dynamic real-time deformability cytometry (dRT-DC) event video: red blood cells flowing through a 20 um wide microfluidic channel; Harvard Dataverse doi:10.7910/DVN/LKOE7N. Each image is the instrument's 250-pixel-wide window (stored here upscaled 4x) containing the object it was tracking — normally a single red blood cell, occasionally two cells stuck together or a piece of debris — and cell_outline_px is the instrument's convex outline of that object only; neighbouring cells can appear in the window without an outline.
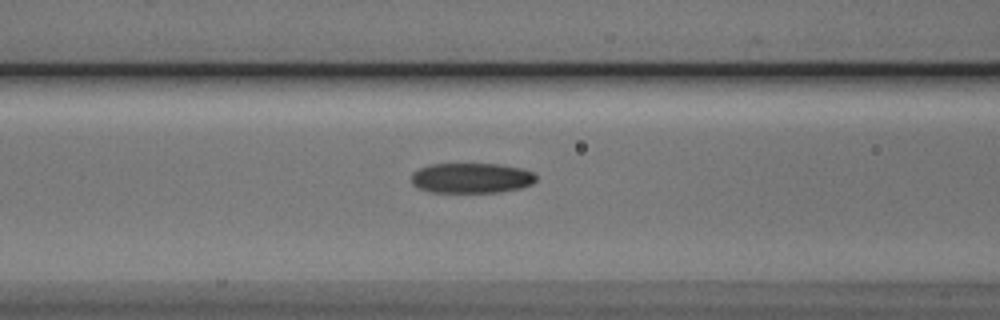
{"species": "Egyptian fruit bat (a non-hibernating species)", "species_latin": "Rousettus aegyptiacus", "temperature_condition": "cold", "stored_images_in_passage": 34, "camera_frame_rate_fps": 3000, "um_per_image_px": 0.085, "animal": {"sex": "male"}, "frame": {"image": 1, "passage_image": 6, "time_ms": 1.667, "image_size_px": [1000, 320], "cell_outline_px": [[536, 180], [532, 184], [520, 188], [500, 192], [432, 192], [420, 188], [412, 184], [412, 172], [416, 168], [428, 164], [500, 164], [524, 168], [532, 172], [536, 176]], "centroid_in_image_um": [40.07, 15.12], "position_along_channel_um": 126.5, "area_um2": 22.14}}
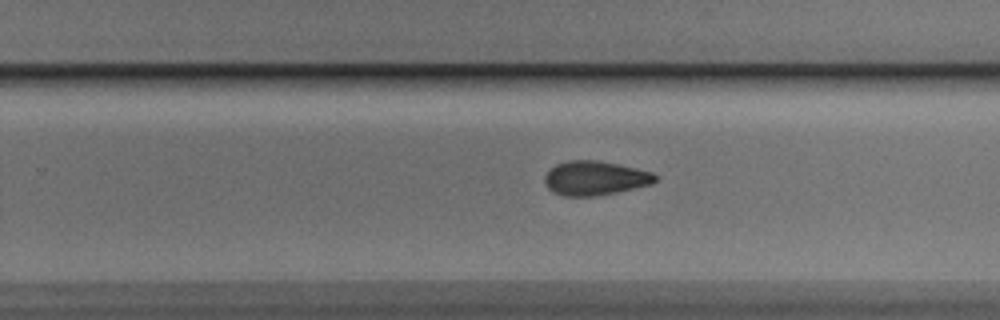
{"frame": {"image": 2, "passage_image": 18, "time_ms": 5.667, "image_size_px": [1000, 320], "cell_outline_px": [[660, 176], [652, 184], [616, 192], [596, 196], [564, 196], [552, 192], [544, 184], [544, 176], [556, 164], [568, 160], [596, 160], [636, 168], [652, 172]], "centroid_in_image_um": [50.57, 15.14], "position_along_channel_um": 279.2, "area_um2": 22.08}}
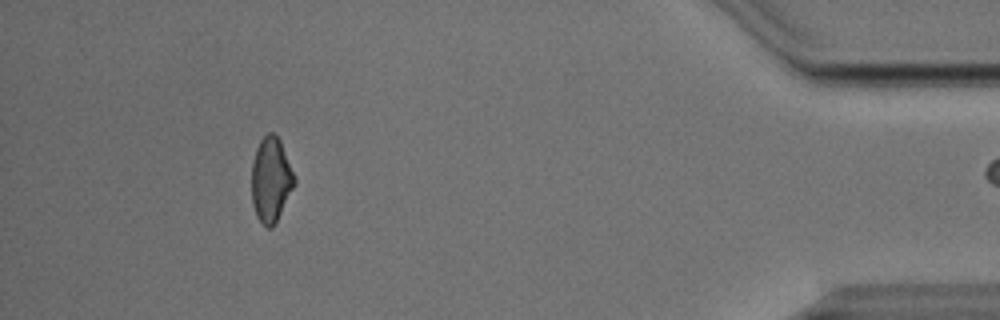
{"frame": {"image": 3, "passage_image": 33, "time_ms": 10.667, "image_size_px": [1000, 320], "cell_outline_px": [[296, 184], [272, 228], [268, 228], [256, 216], [252, 204], [252, 160], [256, 148], [260, 140], [268, 132], [272, 132], [280, 140], [296, 180]], "centroid_in_image_um": [23.02, 15.26], "position_along_channel_um": 412.2, "area_um2": 20.98}}